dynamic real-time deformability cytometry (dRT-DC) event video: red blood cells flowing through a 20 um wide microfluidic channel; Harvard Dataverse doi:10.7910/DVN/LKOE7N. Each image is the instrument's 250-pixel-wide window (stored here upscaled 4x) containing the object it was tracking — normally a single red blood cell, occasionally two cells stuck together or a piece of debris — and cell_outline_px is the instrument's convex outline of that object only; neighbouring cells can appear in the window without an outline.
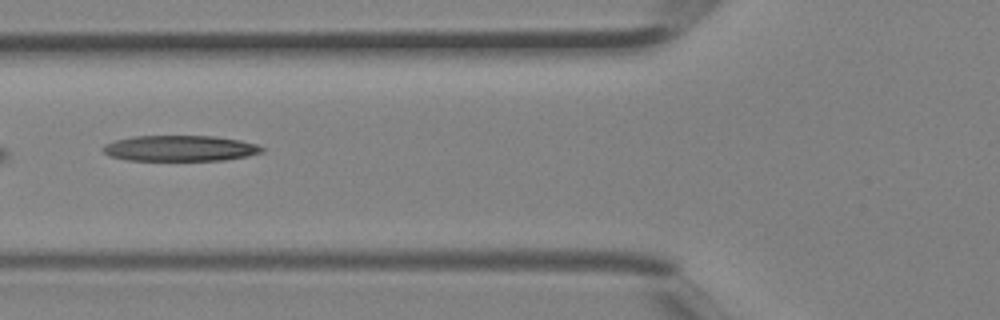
{"species": "Egyptian fruit bat (a non-hibernating species)", "species_latin": "Rousettus aegyptiacus", "temperature_condition": "room temperature", "stored_images_in_passage": 3, "camera_frame_rate_fps": 3000, "um_per_image_px": 0.085, "animal": {"sex": "female"}, "frame": {"image": 1, "passage_image": 3, "time_ms": 0.667, "image_size_px": [1000, 320], "cell_outline_px": [[264, 152], [248, 156], [224, 160], [128, 160], [108, 156], [100, 148], [104, 144], [116, 140], [136, 136], [212, 136], [240, 140], [256, 144], [264, 148]], "centroid_in_image_um": [15.29, 12.61], "position_along_channel_um": 110.5, "area_um2": 23.87}}